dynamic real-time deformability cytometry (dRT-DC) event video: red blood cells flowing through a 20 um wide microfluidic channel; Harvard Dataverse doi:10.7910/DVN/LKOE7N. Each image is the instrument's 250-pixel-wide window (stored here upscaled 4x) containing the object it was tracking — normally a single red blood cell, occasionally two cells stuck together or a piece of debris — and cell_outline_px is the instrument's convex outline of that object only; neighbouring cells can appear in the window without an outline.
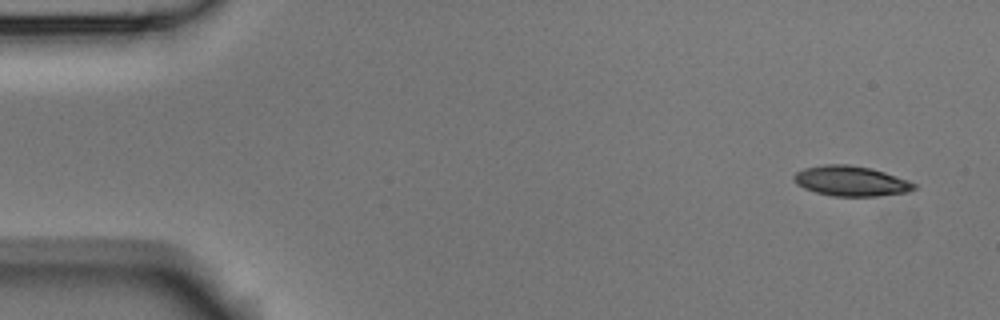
{"species": "Egyptian fruit bat (a non-hibernating species)", "species_latin": "Rousettus aegyptiacus", "temperature_condition": "room temperature", "stored_images_in_passage": 6, "camera_frame_rate_fps": 3000, "um_per_image_px": 0.085, "animal": {"sex": "male"}, "frame": {"image": 1, "passage_image": 1, "time_ms": 0.0, "image_size_px": [1000, 320], "cell_outline_px": [[916, 188], [908, 192], [876, 196], [832, 196], [816, 192], [804, 188], [796, 184], [792, 176], [796, 172], [804, 168], [824, 164], [848, 164], [872, 168], [908, 180], [916, 184]], "centroid_in_image_um": [72.31, 15.38], "position_along_channel_um": 12.7, "area_um2": 21.15}}
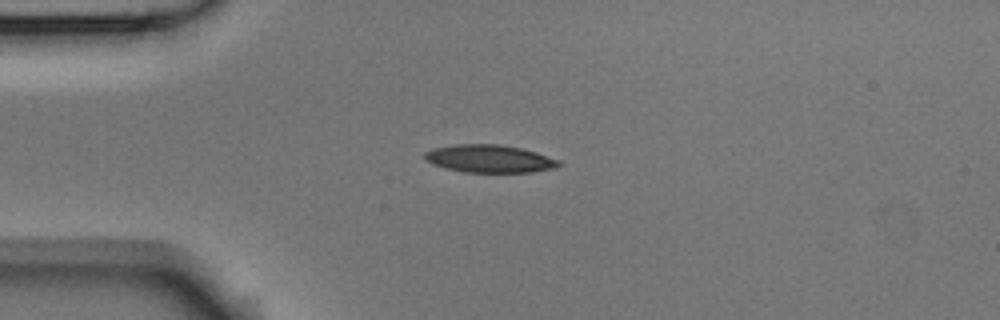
{"frame": {"image": 2, "passage_image": 4, "time_ms": 1.0, "image_size_px": [1000, 320], "cell_outline_px": [[560, 164], [556, 168], [532, 172], [464, 172], [444, 168], [432, 164], [424, 160], [424, 152], [432, 148], [452, 144], [500, 144], [520, 148], [536, 152], [560, 160]], "centroid_in_image_um": [41.56, 13.48], "position_along_channel_um": 43.4, "area_um2": 21.91}}
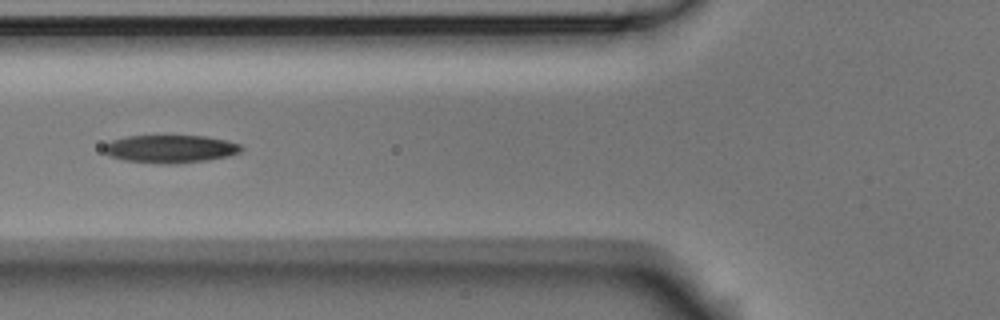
{"frame": {"image": 3, "passage_image": 6, "time_ms": 1.667, "image_size_px": [1000, 320], "cell_outline_px": [[244, 148], [240, 152], [228, 156], [208, 160], [176, 164], [160, 164], [124, 160], [108, 156], [104, 152], [104, 144], [112, 140], [128, 136], [204, 136], [224, 140], [240, 144]], "centroid_in_image_um": [14.46, 12.67], "position_along_channel_um": 111.3, "area_um2": 22.37}}